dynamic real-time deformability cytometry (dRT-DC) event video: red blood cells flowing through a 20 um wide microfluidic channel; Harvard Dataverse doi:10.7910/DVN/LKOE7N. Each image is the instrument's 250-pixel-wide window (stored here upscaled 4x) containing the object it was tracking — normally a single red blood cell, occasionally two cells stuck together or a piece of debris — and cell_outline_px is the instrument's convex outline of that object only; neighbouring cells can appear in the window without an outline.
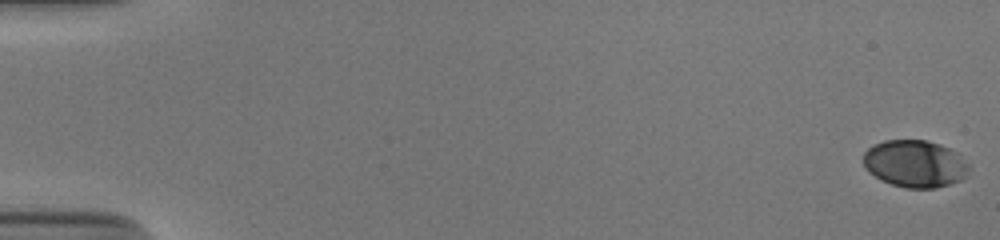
{"species": "human", "species_latin": "Homo sapiens", "temperature_condition": "cold", "stored_images_in_passage": 54, "camera_frame_rate_fps": 3000, "um_per_image_px": 0.085, "donor": {"sex": "male"}, "frame": {"image": 1, "passage_image": 1, "time_ms": 0.0, "image_size_px": [1000, 240], "cell_outline_px": [[972, 168], [968, 176], [960, 180], [936, 188], [904, 188], [880, 180], [868, 172], [864, 164], [864, 152], [872, 144], [884, 140], [924, 140], [940, 144], [956, 152]], "centroid_in_image_um": [77.77, 13.92], "position_along_channel_um": 7.2, "area_um2": 29.3}}
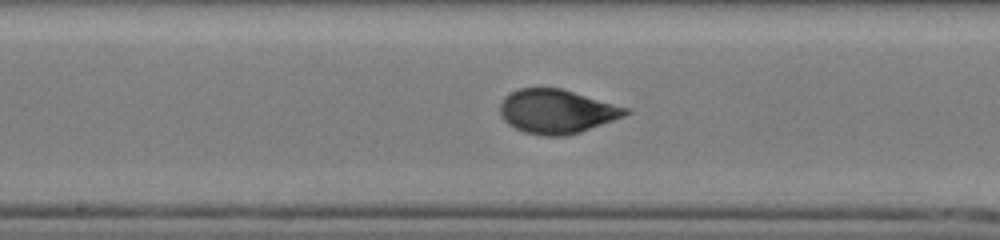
{"frame": {"image": 2, "passage_image": 30, "time_ms": 9.667, "image_size_px": [1000, 240], "cell_outline_px": [[632, 112], [624, 116], [580, 132], [568, 136], [544, 136], [524, 132], [508, 124], [500, 116], [500, 104], [504, 96], [520, 88], [560, 88], [632, 108]], "centroid_in_image_um": [47.34, 9.47], "position_along_channel_um": 200.9, "area_um2": 32.37}}
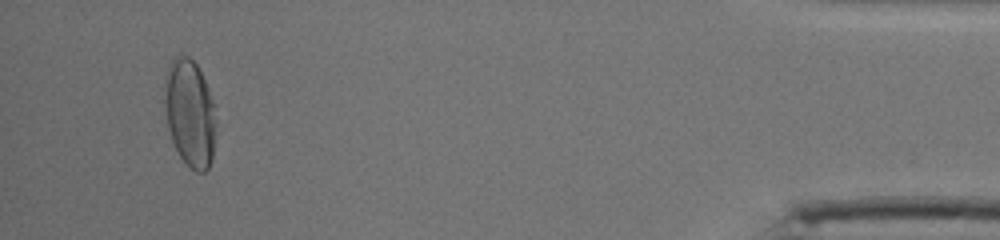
{"frame": {"image": 3, "passage_image": 52, "time_ms": 17.0, "image_size_px": [1000, 240], "cell_outline_px": [[216, 124], [212, 160], [208, 168], [204, 172], [196, 172], [180, 156], [172, 140], [168, 128], [164, 108], [164, 84], [168, 68], [172, 60], [180, 52], [188, 56], [196, 64], [204, 80], [212, 104], [216, 120]], "centroid_in_image_um": [16.12, 9.6], "position_along_channel_um": 419.1, "area_um2": 31.91}, "authors_computed_cell_mechanics": {"area_um2": 31.4143, "velocity_mm_per_s": 3.8676, "shape_relaxation_time_tau1_ms": 3.5371, "shape_relaxation_time_tau2_ms": null, "deformation_change_tau1": 0.1571, "deformation_change_tau2": null}}